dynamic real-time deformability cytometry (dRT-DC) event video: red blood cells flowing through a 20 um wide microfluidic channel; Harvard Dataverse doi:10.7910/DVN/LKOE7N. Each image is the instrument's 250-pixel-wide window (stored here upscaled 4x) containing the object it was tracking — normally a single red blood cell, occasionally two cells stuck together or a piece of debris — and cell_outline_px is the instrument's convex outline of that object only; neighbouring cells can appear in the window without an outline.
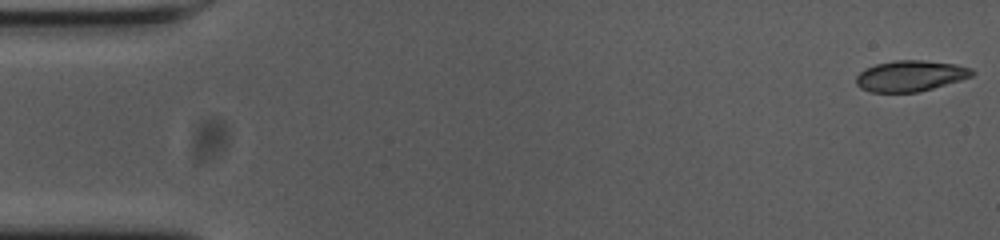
{"species": "common noctule bat (a hibernating species)", "species_latin": "Nyctalus noctula", "temperature_condition": "cold", "stored_images_in_passage": 13, "camera_frame_rate_fps": 3000, "um_per_image_px": 0.085, "animal": {"sex": "female", "body_mass_g": 23.0, "forearm_length_mm": 53.4}, "frame": {"image": 1, "passage_image": 1, "time_ms": 0.0, "image_size_px": [1000, 240], "cell_outline_px": [[976, 72], [972, 76], [960, 80], [920, 92], [872, 92], [860, 88], [856, 84], [856, 76], [864, 68], [876, 64], [896, 60], [924, 60], [956, 64], [972, 68]], "centroid_in_image_um": [77.39, 6.45], "position_along_channel_um": 7.6, "area_um2": 20.98}}